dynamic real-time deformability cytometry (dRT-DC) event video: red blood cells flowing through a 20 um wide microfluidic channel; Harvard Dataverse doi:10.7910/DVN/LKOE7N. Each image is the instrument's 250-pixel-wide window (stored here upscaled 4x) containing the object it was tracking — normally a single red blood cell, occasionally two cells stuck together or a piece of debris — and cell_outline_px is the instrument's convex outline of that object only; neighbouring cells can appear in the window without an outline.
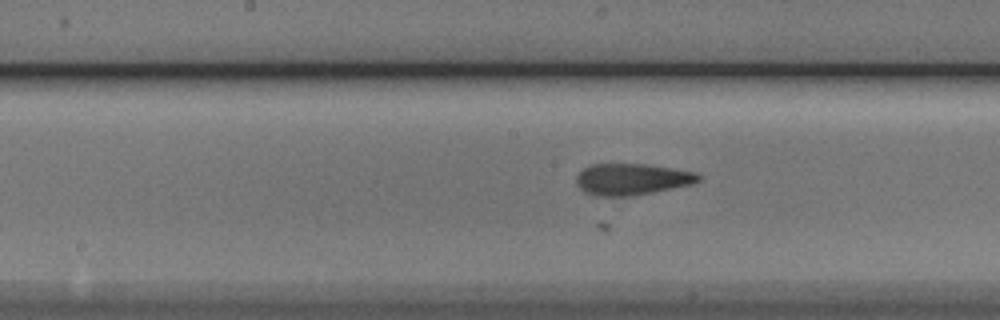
{"species": "Egyptian fruit bat (a non-hibernating species)", "species_latin": "Rousettus aegyptiacus", "temperature_condition": "cold", "stored_images_in_passage": 48, "camera_frame_rate_fps": 3000, "um_per_image_px": 0.085, "animal": {"sex": "male"}, "frame": {"image": 1, "passage_image": 22, "time_ms": 7.0, "image_size_px": [1000, 320], "cell_outline_px": [[700, 180], [692, 184], [632, 196], [592, 196], [584, 192], [576, 184], [576, 176], [584, 168], [592, 164], [644, 164], [696, 172], [700, 176]], "centroid_in_image_um": [53.67, 15.24], "position_along_channel_um": 194.5, "area_um2": 22.31}}
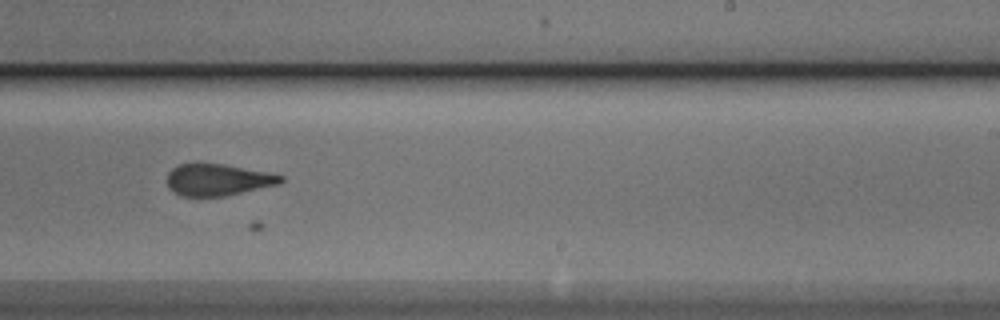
{"frame": {"image": 2, "passage_image": 28, "time_ms": 9.0, "image_size_px": [1000, 320], "cell_outline_px": [[284, 180], [280, 184], [224, 196], [180, 196], [172, 192], [168, 188], [168, 172], [172, 168], [180, 164], [200, 160], [224, 164], [268, 172], [284, 176]], "centroid_in_image_um": [18.48, 15.24], "position_along_channel_um": 270.5, "area_um2": 21.62}}
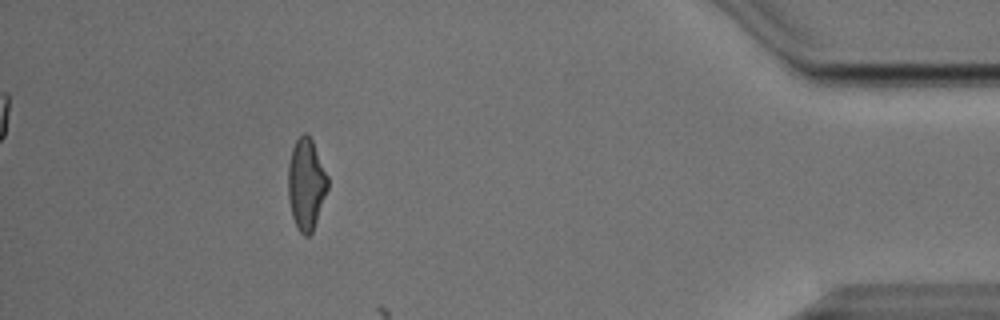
{"frame": {"image": 3, "passage_image": 43, "time_ms": 14.0, "image_size_px": [1000, 320], "cell_outline_px": [[328, 188], [312, 232], [308, 236], [304, 236], [296, 228], [292, 216], [288, 200], [288, 164], [292, 148], [296, 140], [304, 132], [312, 140], [328, 176]], "centroid_in_image_um": [26.01, 15.67], "position_along_channel_um": 409.2, "area_um2": 21.04}}